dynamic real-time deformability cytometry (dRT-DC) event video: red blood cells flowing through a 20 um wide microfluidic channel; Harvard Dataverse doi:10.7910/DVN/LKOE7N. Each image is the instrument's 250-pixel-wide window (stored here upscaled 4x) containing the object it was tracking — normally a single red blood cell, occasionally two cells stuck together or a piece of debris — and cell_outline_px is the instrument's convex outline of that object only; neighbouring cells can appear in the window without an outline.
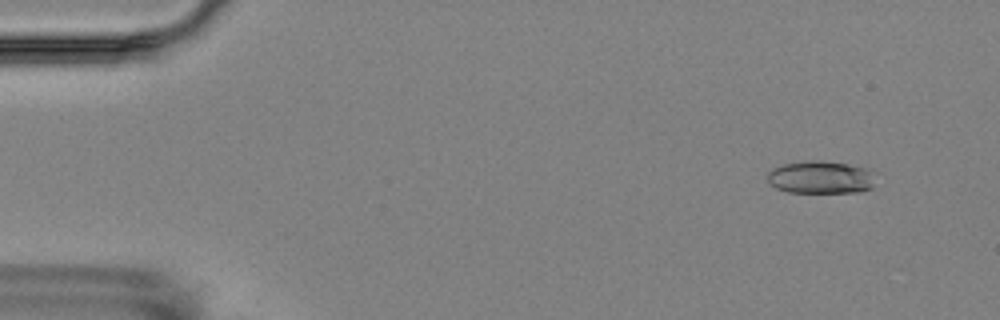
{"species": "Egyptian fruit bat (a non-hibernating species)", "species_latin": "Rousettus aegyptiacus", "temperature_condition": "room temperature", "stored_images_in_passage": 4, "camera_frame_rate_fps": 3000, "um_per_image_px": 0.085, "animal": {"sex": "female"}, "frame": {"image": 1, "passage_image": 1, "time_ms": 0.0, "image_size_px": [1000, 320], "cell_outline_px": [[872, 188], [856, 192], [788, 192], [776, 188], [768, 180], [768, 172], [772, 168], [784, 164], [808, 160], [820, 160], [848, 164], [864, 168], [868, 172], [872, 184]], "centroid_in_image_um": [69.67, 15.07], "position_along_channel_um": 15.3, "area_um2": 20.11}}